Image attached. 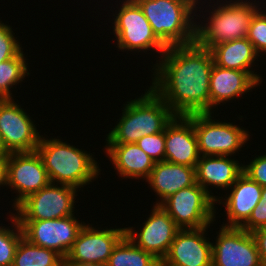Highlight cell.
Instances as JSON below:
<instances>
[{
    "mask_svg": "<svg viewBox=\"0 0 266 266\" xmlns=\"http://www.w3.org/2000/svg\"><path fill=\"white\" fill-rule=\"evenodd\" d=\"M150 86L176 116L210 113V76L213 56L209 49L189 45L167 47L157 57Z\"/></svg>",
    "mask_w": 266,
    "mask_h": 266,
    "instance_id": "1",
    "label": "cell"
},
{
    "mask_svg": "<svg viewBox=\"0 0 266 266\" xmlns=\"http://www.w3.org/2000/svg\"><path fill=\"white\" fill-rule=\"evenodd\" d=\"M123 105L121 117L106 135V144L136 143L146 135L164 131L176 116L151 87Z\"/></svg>",
    "mask_w": 266,
    "mask_h": 266,
    "instance_id": "2",
    "label": "cell"
},
{
    "mask_svg": "<svg viewBox=\"0 0 266 266\" xmlns=\"http://www.w3.org/2000/svg\"><path fill=\"white\" fill-rule=\"evenodd\" d=\"M209 1L210 10H206L209 16L206 17V14L204 16V13L203 15L196 13L195 16V19L198 17L200 19V16L204 19L203 22L195 20V43L209 50L217 44L247 37L251 19L261 8L259 1L256 0H249L250 2L248 0H226V2L221 0L223 3L220 0L217 2L212 0L214 6L213 4L211 6L210 3L213 2Z\"/></svg>",
    "mask_w": 266,
    "mask_h": 266,
    "instance_id": "3",
    "label": "cell"
},
{
    "mask_svg": "<svg viewBox=\"0 0 266 266\" xmlns=\"http://www.w3.org/2000/svg\"><path fill=\"white\" fill-rule=\"evenodd\" d=\"M36 151L52 183L71 185L80 191L101 173L94 154L63 142L58 136L48 139L42 135Z\"/></svg>",
    "mask_w": 266,
    "mask_h": 266,
    "instance_id": "4",
    "label": "cell"
},
{
    "mask_svg": "<svg viewBox=\"0 0 266 266\" xmlns=\"http://www.w3.org/2000/svg\"><path fill=\"white\" fill-rule=\"evenodd\" d=\"M134 1L142 9L156 37L166 47L189 45L195 42L194 16L198 11L203 13L204 7H199L203 0L201 2L200 0Z\"/></svg>",
    "mask_w": 266,
    "mask_h": 266,
    "instance_id": "5",
    "label": "cell"
},
{
    "mask_svg": "<svg viewBox=\"0 0 266 266\" xmlns=\"http://www.w3.org/2000/svg\"><path fill=\"white\" fill-rule=\"evenodd\" d=\"M123 1V2H122ZM120 8L113 14L112 31L119 51L157 52L160 57L167 47L156 37L153 29L144 16L142 9L134 0H122ZM118 11V12H117ZM138 50V51H137Z\"/></svg>",
    "mask_w": 266,
    "mask_h": 266,
    "instance_id": "6",
    "label": "cell"
},
{
    "mask_svg": "<svg viewBox=\"0 0 266 266\" xmlns=\"http://www.w3.org/2000/svg\"><path fill=\"white\" fill-rule=\"evenodd\" d=\"M216 200L197 182L166 198L160 206L180 229H200L216 221Z\"/></svg>",
    "mask_w": 266,
    "mask_h": 266,
    "instance_id": "7",
    "label": "cell"
},
{
    "mask_svg": "<svg viewBox=\"0 0 266 266\" xmlns=\"http://www.w3.org/2000/svg\"><path fill=\"white\" fill-rule=\"evenodd\" d=\"M212 114H193L194 131L200 155L234 156L249 141L251 136L249 131L233 122H223L217 119L215 121Z\"/></svg>",
    "mask_w": 266,
    "mask_h": 266,
    "instance_id": "8",
    "label": "cell"
},
{
    "mask_svg": "<svg viewBox=\"0 0 266 266\" xmlns=\"http://www.w3.org/2000/svg\"><path fill=\"white\" fill-rule=\"evenodd\" d=\"M77 192L78 189L71 185L50 182L23 200L14 209L17 212L14 214L18 220H47L72 216L75 214Z\"/></svg>",
    "mask_w": 266,
    "mask_h": 266,
    "instance_id": "9",
    "label": "cell"
},
{
    "mask_svg": "<svg viewBox=\"0 0 266 266\" xmlns=\"http://www.w3.org/2000/svg\"><path fill=\"white\" fill-rule=\"evenodd\" d=\"M23 236L30 243L55 250L65 258L80 230L86 224L80 222L75 215L60 219L18 220Z\"/></svg>",
    "mask_w": 266,
    "mask_h": 266,
    "instance_id": "10",
    "label": "cell"
},
{
    "mask_svg": "<svg viewBox=\"0 0 266 266\" xmlns=\"http://www.w3.org/2000/svg\"><path fill=\"white\" fill-rule=\"evenodd\" d=\"M28 114L14 99H0V134L8 153L36 151L42 135Z\"/></svg>",
    "mask_w": 266,
    "mask_h": 266,
    "instance_id": "11",
    "label": "cell"
},
{
    "mask_svg": "<svg viewBox=\"0 0 266 266\" xmlns=\"http://www.w3.org/2000/svg\"><path fill=\"white\" fill-rule=\"evenodd\" d=\"M7 187L17 193L12 201L14 209L28 196L50 183L43 161L37 151L9 153L6 156Z\"/></svg>",
    "mask_w": 266,
    "mask_h": 266,
    "instance_id": "12",
    "label": "cell"
},
{
    "mask_svg": "<svg viewBox=\"0 0 266 266\" xmlns=\"http://www.w3.org/2000/svg\"><path fill=\"white\" fill-rule=\"evenodd\" d=\"M212 242V266H262L252 233L221 226Z\"/></svg>",
    "mask_w": 266,
    "mask_h": 266,
    "instance_id": "13",
    "label": "cell"
},
{
    "mask_svg": "<svg viewBox=\"0 0 266 266\" xmlns=\"http://www.w3.org/2000/svg\"><path fill=\"white\" fill-rule=\"evenodd\" d=\"M85 224L80 230L64 264L107 263L113 248L125 236L124 228H104Z\"/></svg>",
    "mask_w": 266,
    "mask_h": 266,
    "instance_id": "14",
    "label": "cell"
},
{
    "mask_svg": "<svg viewBox=\"0 0 266 266\" xmlns=\"http://www.w3.org/2000/svg\"><path fill=\"white\" fill-rule=\"evenodd\" d=\"M147 220L142 222L139 232L134 227H125V235L144 251L152 253L158 260L167 255L171 243L180 228L168 213L160 206L154 205Z\"/></svg>",
    "mask_w": 266,
    "mask_h": 266,
    "instance_id": "15",
    "label": "cell"
},
{
    "mask_svg": "<svg viewBox=\"0 0 266 266\" xmlns=\"http://www.w3.org/2000/svg\"><path fill=\"white\" fill-rule=\"evenodd\" d=\"M209 227L180 229L161 266H212V242L205 237Z\"/></svg>",
    "mask_w": 266,
    "mask_h": 266,
    "instance_id": "16",
    "label": "cell"
},
{
    "mask_svg": "<svg viewBox=\"0 0 266 266\" xmlns=\"http://www.w3.org/2000/svg\"><path fill=\"white\" fill-rule=\"evenodd\" d=\"M200 157L193 114L175 116L165 127V161L196 167Z\"/></svg>",
    "mask_w": 266,
    "mask_h": 266,
    "instance_id": "17",
    "label": "cell"
},
{
    "mask_svg": "<svg viewBox=\"0 0 266 266\" xmlns=\"http://www.w3.org/2000/svg\"><path fill=\"white\" fill-rule=\"evenodd\" d=\"M227 196L218 197L216 204L225 205L228 219L222 224L225 227H241L251 216V213L261 198L262 187L242 173L229 189ZM221 198V199H220ZM223 199V200H222ZM225 200V201H224Z\"/></svg>",
    "mask_w": 266,
    "mask_h": 266,
    "instance_id": "18",
    "label": "cell"
},
{
    "mask_svg": "<svg viewBox=\"0 0 266 266\" xmlns=\"http://www.w3.org/2000/svg\"><path fill=\"white\" fill-rule=\"evenodd\" d=\"M232 156H201L196 165V182L215 200L211 188L229 190L243 173V164ZM211 188H209V187Z\"/></svg>",
    "mask_w": 266,
    "mask_h": 266,
    "instance_id": "19",
    "label": "cell"
},
{
    "mask_svg": "<svg viewBox=\"0 0 266 266\" xmlns=\"http://www.w3.org/2000/svg\"><path fill=\"white\" fill-rule=\"evenodd\" d=\"M260 84L247 72L228 69L213 64L210 76V113L221 103L224 105L230 100L250 93Z\"/></svg>",
    "mask_w": 266,
    "mask_h": 266,
    "instance_id": "20",
    "label": "cell"
},
{
    "mask_svg": "<svg viewBox=\"0 0 266 266\" xmlns=\"http://www.w3.org/2000/svg\"><path fill=\"white\" fill-rule=\"evenodd\" d=\"M146 182L157 198L154 205H160L166 198L177 191L196 183V167L180 165L168 161L155 162Z\"/></svg>",
    "mask_w": 266,
    "mask_h": 266,
    "instance_id": "21",
    "label": "cell"
},
{
    "mask_svg": "<svg viewBox=\"0 0 266 266\" xmlns=\"http://www.w3.org/2000/svg\"><path fill=\"white\" fill-rule=\"evenodd\" d=\"M104 148L119 178L146 180L154 168L155 161L137 143L106 144Z\"/></svg>",
    "mask_w": 266,
    "mask_h": 266,
    "instance_id": "22",
    "label": "cell"
},
{
    "mask_svg": "<svg viewBox=\"0 0 266 266\" xmlns=\"http://www.w3.org/2000/svg\"><path fill=\"white\" fill-rule=\"evenodd\" d=\"M210 51L215 65L228 69L247 71L259 84L262 83L263 78L252 67L255 65V61H259L256 59L260 55L247 37L217 44Z\"/></svg>",
    "mask_w": 266,
    "mask_h": 266,
    "instance_id": "23",
    "label": "cell"
},
{
    "mask_svg": "<svg viewBox=\"0 0 266 266\" xmlns=\"http://www.w3.org/2000/svg\"><path fill=\"white\" fill-rule=\"evenodd\" d=\"M107 266H161V261L125 235L113 248Z\"/></svg>",
    "mask_w": 266,
    "mask_h": 266,
    "instance_id": "24",
    "label": "cell"
},
{
    "mask_svg": "<svg viewBox=\"0 0 266 266\" xmlns=\"http://www.w3.org/2000/svg\"><path fill=\"white\" fill-rule=\"evenodd\" d=\"M12 266H64V258L55 250L34 245L23 237Z\"/></svg>",
    "mask_w": 266,
    "mask_h": 266,
    "instance_id": "25",
    "label": "cell"
},
{
    "mask_svg": "<svg viewBox=\"0 0 266 266\" xmlns=\"http://www.w3.org/2000/svg\"><path fill=\"white\" fill-rule=\"evenodd\" d=\"M27 60L22 50L14 58L0 63V99H13L10 89L30 75Z\"/></svg>",
    "mask_w": 266,
    "mask_h": 266,
    "instance_id": "26",
    "label": "cell"
},
{
    "mask_svg": "<svg viewBox=\"0 0 266 266\" xmlns=\"http://www.w3.org/2000/svg\"><path fill=\"white\" fill-rule=\"evenodd\" d=\"M9 213L11 214L7 219H10L12 228L1 226L3 223L0 224V266L13 265L16 249L20 240L24 237L16 215L13 212Z\"/></svg>",
    "mask_w": 266,
    "mask_h": 266,
    "instance_id": "27",
    "label": "cell"
},
{
    "mask_svg": "<svg viewBox=\"0 0 266 266\" xmlns=\"http://www.w3.org/2000/svg\"><path fill=\"white\" fill-rule=\"evenodd\" d=\"M247 39L252 43L256 52L266 55V9L260 8L252 17L248 29ZM265 53V54H263Z\"/></svg>",
    "mask_w": 266,
    "mask_h": 266,
    "instance_id": "28",
    "label": "cell"
},
{
    "mask_svg": "<svg viewBox=\"0 0 266 266\" xmlns=\"http://www.w3.org/2000/svg\"><path fill=\"white\" fill-rule=\"evenodd\" d=\"M14 34L12 27L0 19V63L14 58L23 50Z\"/></svg>",
    "mask_w": 266,
    "mask_h": 266,
    "instance_id": "29",
    "label": "cell"
},
{
    "mask_svg": "<svg viewBox=\"0 0 266 266\" xmlns=\"http://www.w3.org/2000/svg\"><path fill=\"white\" fill-rule=\"evenodd\" d=\"M136 143L155 162L165 161V130L146 135Z\"/></svg>",
    "mask_w": 266,
    "mask_h": 266,
    "instance_id": "30",
    "label": "cell"
},
{
    "mask_svg": "<svg viewBox=\"0 0 266 266\" xmlns=\"http://www.w3.org/2000/svg\"><path fill=\"white\" fill-rule=\"evenodd\" d=\"M266 226V186L262 187L261 198L253 209L249 219L241 226L242 229L252 233Z\"/></svg>",
    "mask_w": 266,
    "mask_h": 266,
    "instance_id": "31",
    "label": "cell"
},
{
    "mask_svg": "<svg viewBox=\"0 0 266 266\" xmlns=\"http://www.w3.org/2000/svg\"><path fill=\"white\" fill-rule=\"evenodd\" d=\"M247 164L244 165L243 163V173L261 187L266 186V153L257 157L255 156Z\"/></svg>",
    "mask_w": 266,
    "mask_h": 266,
    "instance_id": "32",
    "label": "cell"
},
{
    "mask_svg": "<svg viewBox=\"0 0 266 266\" xmlns=\"http://www.w3.org/2000/svg\"><path fill=\"white\" fill-rule=\"evenodd\" d=\"M260 254L262 266H266V226L252 232Z\"/></svg>",
    "mask_w": 266,
    "mask_h": 266,
    "instance_id": "33",
    "label": "cell"
},
{
    "mask_svg": "<svg viewBox=\"0 0 266 266\" xmlns=\"http://www.w3.org/2000/svg\"><path fill=\"white\" fill-rule=\"evenodd\" d=\"M7 187V165L6 157H0V188Z\"/></svg>",
    "mask_w": 266,
    "mask_h": 266,
    "instance_id": "34",
    "label": "cell"
},
{
    "mask_svg": "<svg viewBox=\"0 0 266 266\" xmlns=\"http://www.w3.org/2000/svg\"><path fill=\"white\" fill-rule=\"evenodd\" d=\"M64 266H107V263L64 264Z\"/></svg>",
    "mask_w": 266,
    "mask_h": 266,
    "instance_id": "35",
    "label": "cell"
},
{
    "mask_svg": "<svg viewBox=\"0 0 266 266\" xmlns=\"http://www.w3.org/2000/svg\"><path fill=\"white\" fill-rule=\"evenodd\" d=\"M9 153L6 151L1 134H0V157H6Z\"/></svg>",
    "mask_w": 266,
    "mask_h": 266,
    "instance_id": "36",
    "label": "cell"
}]
</instances>
